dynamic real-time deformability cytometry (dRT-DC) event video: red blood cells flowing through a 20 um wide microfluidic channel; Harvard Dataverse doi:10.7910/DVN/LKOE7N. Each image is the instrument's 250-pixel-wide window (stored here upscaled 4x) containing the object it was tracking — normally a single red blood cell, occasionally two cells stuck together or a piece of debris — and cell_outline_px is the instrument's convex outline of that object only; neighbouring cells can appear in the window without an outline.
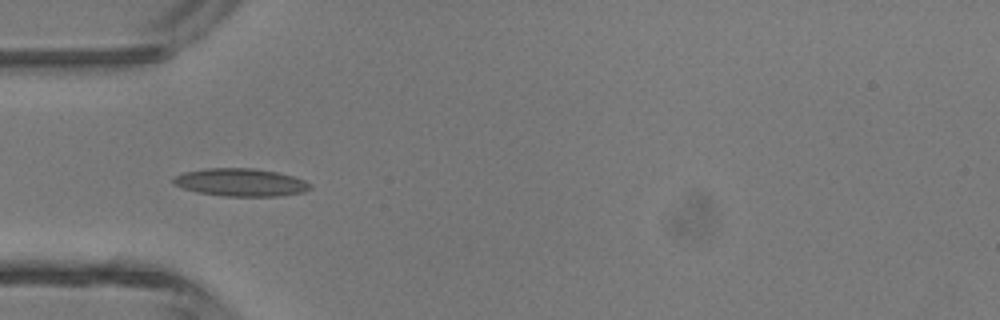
{"species": "common noctule bat (a hibernating species)", "species_latin": "Nyctalus noctula", "temperature_condition": "room temperature", "stored_images_in_passage": 5, "camera_frame_rate_fps": 3000, "um_per_image_px": 0.085, "animal": {"sex": "male", "body_mass_g": 13.3}, "frame": {"image": 1, "passage_image": 4, "time_ms": 1.0, "image_size_px": [1000, 320], "cell_outline_px": [[312, 188], [304, 192], [280, 196], [224, 196], [196, 192], [172, 184], [172, 176], [184, 172], [204, 168], [256, 168], [276, 172], [292, 176], [304, 180], [312, 184]], "centroid_in_image_um": [20.44, 15.5], "position_along_channel_um": 64.6, "area_um2": 22.37}}